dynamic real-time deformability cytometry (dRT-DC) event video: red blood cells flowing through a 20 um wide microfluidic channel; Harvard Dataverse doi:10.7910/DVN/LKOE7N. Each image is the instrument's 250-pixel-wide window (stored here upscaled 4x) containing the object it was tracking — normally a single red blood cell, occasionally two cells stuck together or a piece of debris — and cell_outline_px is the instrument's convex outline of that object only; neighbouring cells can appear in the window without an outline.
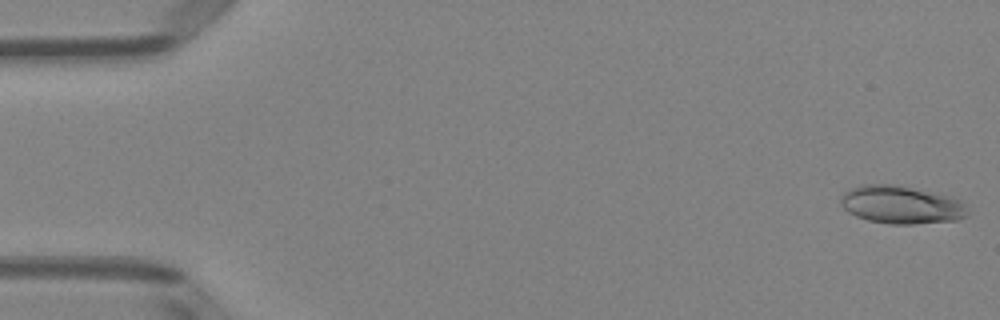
{"species": "Egyptian fruit bat (a non-hibernating species)", "species_latin": "Rousettus aegyptiacus", "temperature_condition": "room temperature", "stored_images_in_passage": 51, "camera_frame_rate_fps": 3000, "um_per_image_px": 0.085, "animal": {"sex": "female"}, "frame": {"image": 1, "passage_image": 1, "time_ms": 0.0, "image_size_px": [1000, 320], "cell_outline_px": [[968, 216], [956, 220], [912, 224], [888, 224], [868, 220], [856, 216], [848, 212], [840, 204], [840, 196], [848, 188], [860, 184], [896, 184], [948, 196], [960, 200], [968, 208]], "centroid_in_image_um": [76.57, 17.4], "position_along_channel_um": 8.4, "area_um2": 28.26}}
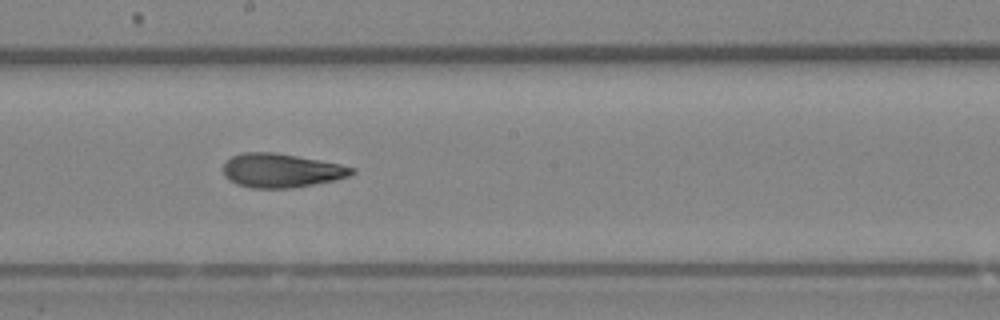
{"frame": {"image": 2, "passage_image": 28, "time_ms": 9.0, "image_size_px": [1000, 320], "cell_outline_px": [[356, 172], [348, 176], [336, 180], [292, 188], [252, 188], [236, 184], [228, 180], [224, 176], [224, 164], [232, 156], [244, 152], [272, 152], [296, 156], [340, 164], [356, 168]], "centroid_in_image_um": [23.91, 14.5], "position_along_channel_um": 224.3, "area_um2": 25.37}}
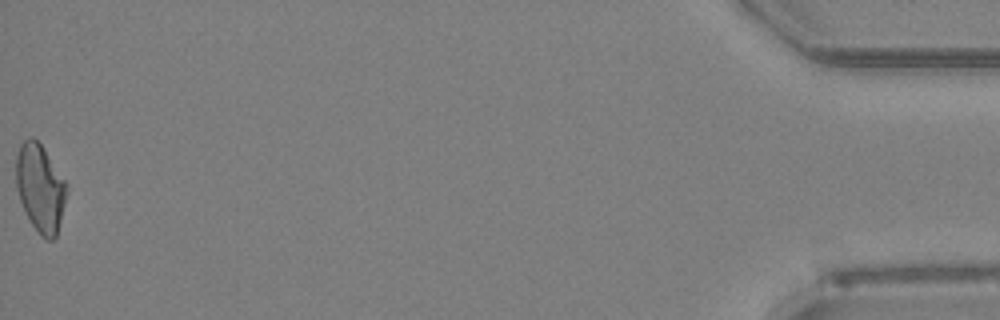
{"frame": {"image": 3, "passage_image": 51, "time_ms": 16.667, "image_size_px": [1000, 320], "cell_outline_px": [[68, 184], [60, 220], [56, 236], [52, 240], [48, 240], [40, 236], [24, 212], [16, 188], [16, 156], [20, 144], [24, 140], [32, 136], [40, 144]], "centroid_in_image_um": [3.39, 15.98], "position_along_channel_um": 431.8, "area_um2": 25.61}, "authors_computed_cell_mechanics": {"area_um2": 25.7788, "velocity_mm_per_s": 3.983, "shape_relaxation_time_tau1_ms": 7.3876, "shape_relaxation_time_tau2_ms": 2.3469, "deformation_change_tau1": 0.2168, "deformation_change_tau2": 0.1121}}